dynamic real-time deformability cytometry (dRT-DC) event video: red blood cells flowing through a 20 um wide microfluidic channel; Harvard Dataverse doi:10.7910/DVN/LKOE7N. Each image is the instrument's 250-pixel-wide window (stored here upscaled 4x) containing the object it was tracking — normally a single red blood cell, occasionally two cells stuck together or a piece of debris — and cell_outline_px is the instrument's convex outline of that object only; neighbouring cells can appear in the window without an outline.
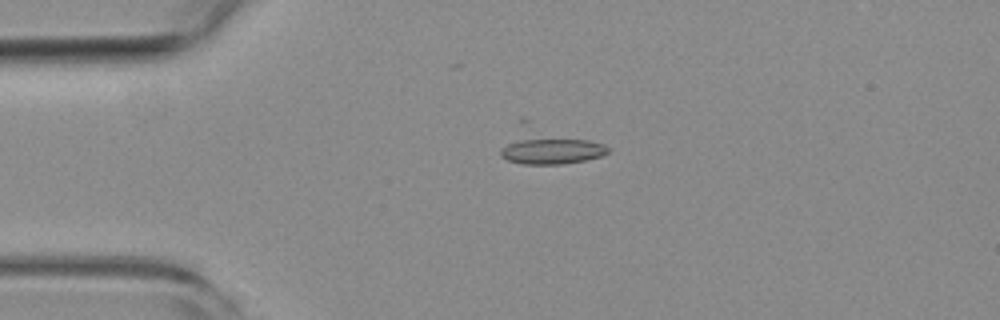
{"species": "common noctule bat (a hibernating species)", "species_latin": "Nyctalus noctula", "temperature_condition": "room temperature", "stored_images_in_passage": 51, "camera_frame_rate_fps": 3000, "um_per_image_px": 0.085, "animal": {"sex": "female", "body_mass_g": 19.3, "forearm_length_mm": 54.1}, "frame": {"image": 1, "passage_image": 11, "time_ms": 3.333, "image_size_px": [1000, 320], "cell_outline_px": [[608, 152], [600, 156], [584, 160], [560, 164], [524, 164], [508, 160], [500, 156], [500, 148], [508, 144], [528, 136], [532, 136], [588, 140], [604, 144], [608, 148]], "centroid_in_image_um": [46.88, 12.79], "position_along_channel_um": 38.1, "area_um2": 16.7}}
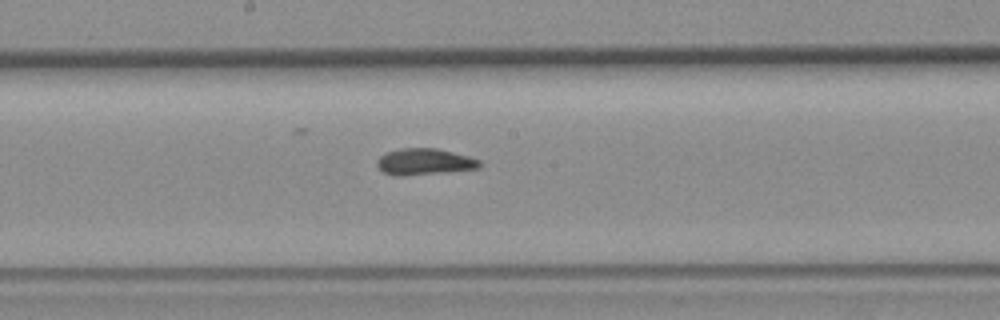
{"frame": {"image": 2, "passage_image": 27, "time_ms": 8.667, "image_size_px": [1000, 320], "cell_outline_px": [[484, 164], [480, 168], [444, 172], [404, 176], [396, 176], [384, 172], [376, 164], [376, 160], [384, 152], [400, 148], [436, 148], [468, 156], [480, 160]], "centroid_in_image_um": [36.07, 13.74], "position_along_channel_um": 212.1, "area_um2": 15.9}}
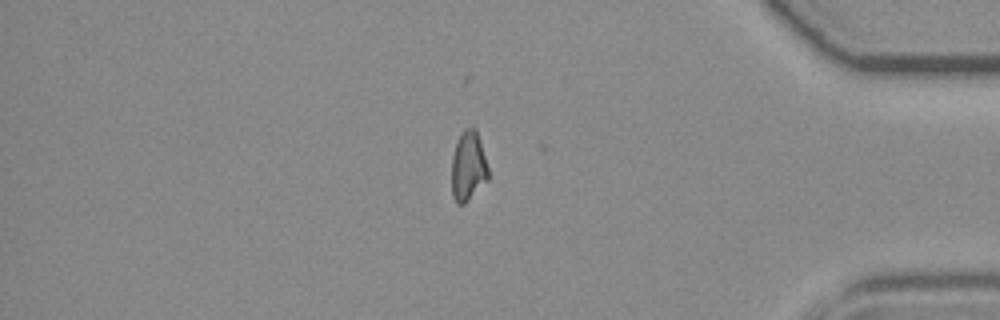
{"frame": {"image": 3, "passage_image": 44, "time_ms": 14.333, "image_size_px": [1000, 320], "cell_outline_px": [[488, 180], [464, 204], [456, 204], [452, 196], [452, 156], [456, 140], [460, 132], [464, 128], [476, 128], [488, 168]], "centroid_in_image_um": [39.78, 14.12], "position_along_channel_um": 395.4, "area_um2": 14.97}, "authors_computed_cell_mechanics": {"area_um2": 15.606, "velocity_mm_per_s": 3.8386, "shape_relaxation_time_tau1_ms": 4.1754, "shape_relaxation_time_tau2_ms": 1.0496, "deformation_change_tau1": 0.1462, "deformation_change_tau2": 0.0804}}